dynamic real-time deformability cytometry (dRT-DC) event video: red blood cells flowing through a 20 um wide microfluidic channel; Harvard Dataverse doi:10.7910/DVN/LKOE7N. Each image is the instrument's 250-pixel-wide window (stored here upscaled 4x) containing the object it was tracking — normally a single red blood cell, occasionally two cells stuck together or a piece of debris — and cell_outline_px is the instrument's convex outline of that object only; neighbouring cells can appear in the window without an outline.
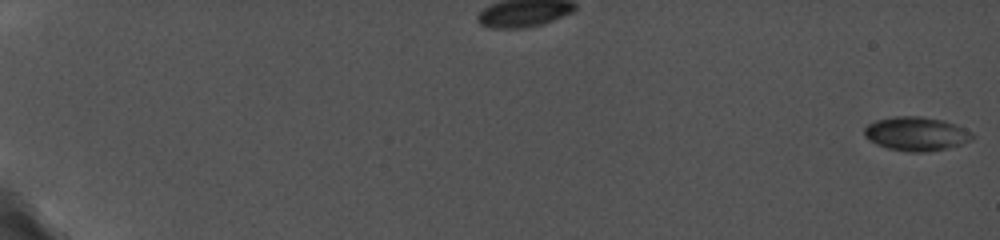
{"species": "common noctule bat (a hibernating species)", "species_latin": "Nyctalus noctula", "temperature_condition": "cold", "stored_images_in_passage": 52, "camera_frame_rate_fps": 5000, "um_per_image_px": 0.085, "animal": {"sex": "female", "body_mass_g": 19.0, "forearm_length_mm": 56.7}, "frame": {"image": 1, "passage_image": 1, "time_ms": 0.0, "image_size_px": [1000, 240], "cell_outline_px": [[972, 140], [960, 144], [944, 148], [924, 152], [908, 152], [888, 148], [876, 144], [868, 140], [864, 136], [864, 128], [868, 124], [876, 120], [896, 116], [920, 116], [944, 120], [964, 128], [972, 132]], "centroid_in_image_um": [77.84, 11.36], "position_along_channel_um": 7.2, "area_um2": 21.21}}
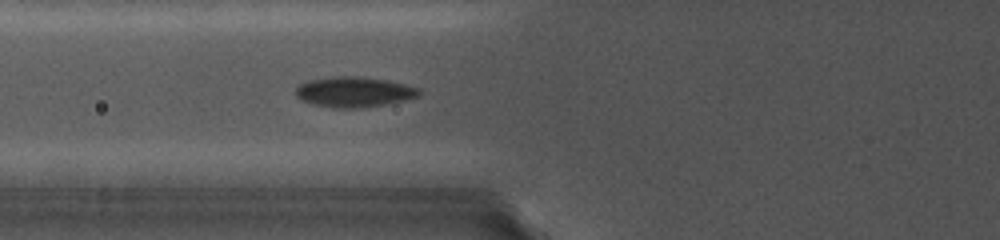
{"frame": {"image": 2, "passage_image": 19, "time_ms": 8.4, "image_size_px": [1000, 240], "cell_outline_px": [[424, 92], [416, 96], [404, 100], [364, 108], [332, 108], [312, 104], [300, 100], [296, 96], [296, 84], [308, 80], [328, 76], [360, 76], [388, 80], [420, 88]], "centroid_in_image_um": [30.05, 7.8], "position_along_channel_um": 95.8, "area_um2": 22.2}}
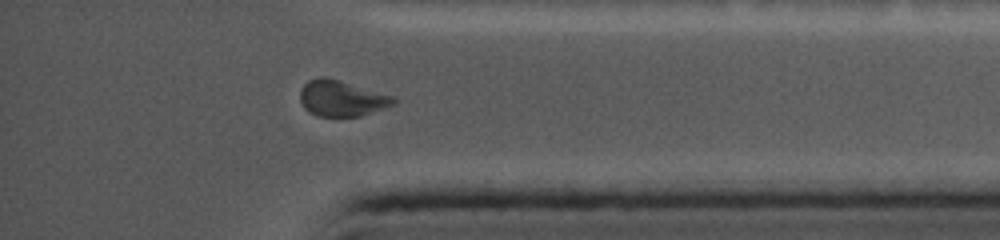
{"frame": {"image": 3, "passage_image": 48, "time_ms": 16.6, "image_size_px": [1000, 240], "cell_outline_px": [[396, 104], [360, 116], [316, 116], [308, 112], [304, 108], [300, 100], [300, 88], [308, 80], [320, 76], [324, 76], [392, 96], [396, 100]], "centroid_in_image_um": [28.98, 8.37], "position_along_channel_um": 406.2, "area_um2": 19.36}}